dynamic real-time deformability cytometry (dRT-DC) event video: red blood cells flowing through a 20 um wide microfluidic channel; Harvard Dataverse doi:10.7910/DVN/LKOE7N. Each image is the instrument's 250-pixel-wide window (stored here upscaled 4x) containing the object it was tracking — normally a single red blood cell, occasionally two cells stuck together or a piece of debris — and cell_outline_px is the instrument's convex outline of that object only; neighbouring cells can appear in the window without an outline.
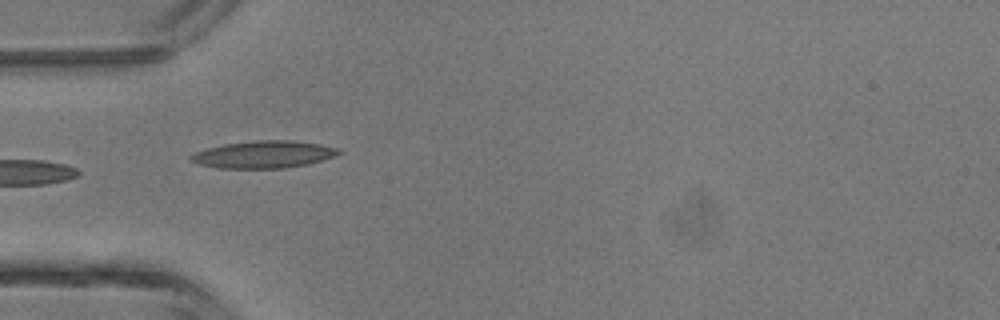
{"species": "common noctule bat (a hibernating species)", "species_latin": "Nyctalus noctula", "temperature_condition": "room temperature", "stored_images_in_passage": 5, "camera_frame_rate_fps": 3000, "um_per_image_px": 0.085, "animal": {"sex": "male", "body_mass_g": 13.3}, "frame": {"image": 1, "passage_image": 5, "time_ms": 1.333, "image_size_px": [1000, 320], "cell_outline_px": [[344, 152], [336, 156], [308, 164], [284, 168], [220, 168], [200, 164], [188, 160], [188, 156], [196, 152], [208, 148], [224, 144], [252, 140], [292, 140], [320, 144], [340, 148]], "centroid_in_image_um": [22.45, 13.12], "position_along_channel_um": 62.5, "area_um2": 23.64}}